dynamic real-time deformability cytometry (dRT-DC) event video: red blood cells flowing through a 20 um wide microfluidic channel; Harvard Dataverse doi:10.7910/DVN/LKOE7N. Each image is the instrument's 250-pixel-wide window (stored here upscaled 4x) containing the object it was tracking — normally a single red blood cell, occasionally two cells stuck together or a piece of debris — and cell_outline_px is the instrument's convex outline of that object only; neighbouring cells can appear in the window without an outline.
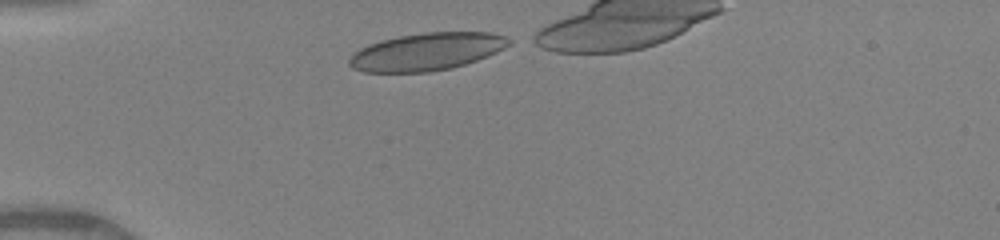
{"species": "human", "species_latin": "Homo sapiens", "temperature_condition": "warm", "stored_images_in_passage": 28, "camera_frame_rate_fps": 3000, "um_per_image_px": 0.085, "donor": {"sex": "female"}, "frame": {"image": 1, "passage_image": 1, "time_ms": 0.0, "image_size_px": [1000, 240], "cell_outline_px": [[516, 40], [512, 44], [488, 56], [452, 68], [428, 72], [364, 72], [352, 68], [348, 64], [348, 60], [360, 48], [368, 44], [380, 40], [400, 36], [424, 32], [492, 32], [508, 36]], "centroid_in_image_um": [36.33, 4.38], "position_along_channel_um": 48.7, "area_um2": 35.2}}
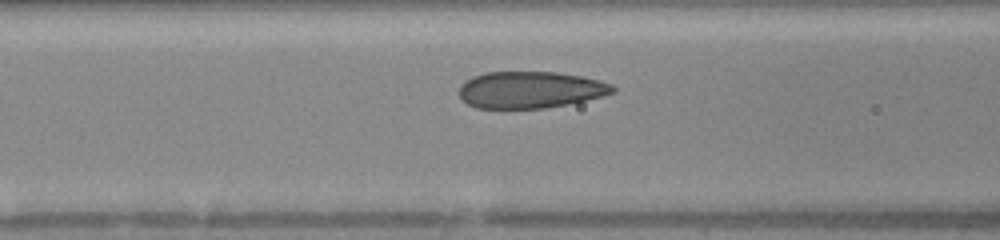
{"frame": {"image": 2, "passage_image": 8, "time_ms": 2.333, "image_size_px": [1000, 240], "cell_outline_px": [[616, 92], [604, 96], [544, 108], [476, 108], [468, 104], [460, 96], [460, 84], [464, 80], [472, 76], [484, 72], [556, 72], [580, 76], [600, 80], [612, 84], [616, 88]], "centroid_in_image_um": [45.07, 7.62], "position_along_channel_um": 121.5, "area_um2": 32.89}}
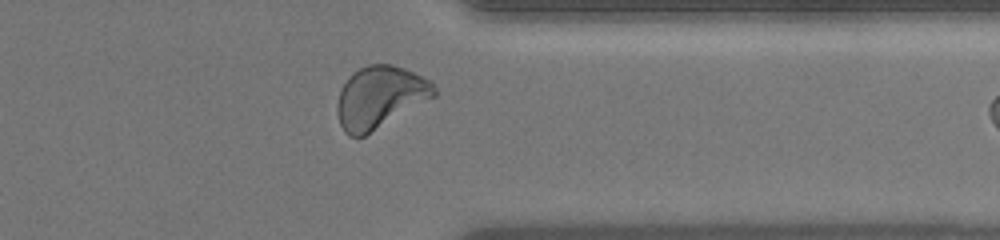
{"frame": {"image": 3, "passage_image": 27, "time_ms": 8.667, "image_size_px": [1000, 240], "cell_outline_px": [[436, 96], [364, 136], [348, 136], [344, 132], [340, 124], [336, 112], [336, 104], [340, 88], [348, 76], [352, 72], [368, 64], [392, 64], [404, 68], [432, 80], [436, 88]], "centroid_in_image_um": [32.28, 8.24], "position_along_channel_um": 379.1, "area_um2": 35.32}}